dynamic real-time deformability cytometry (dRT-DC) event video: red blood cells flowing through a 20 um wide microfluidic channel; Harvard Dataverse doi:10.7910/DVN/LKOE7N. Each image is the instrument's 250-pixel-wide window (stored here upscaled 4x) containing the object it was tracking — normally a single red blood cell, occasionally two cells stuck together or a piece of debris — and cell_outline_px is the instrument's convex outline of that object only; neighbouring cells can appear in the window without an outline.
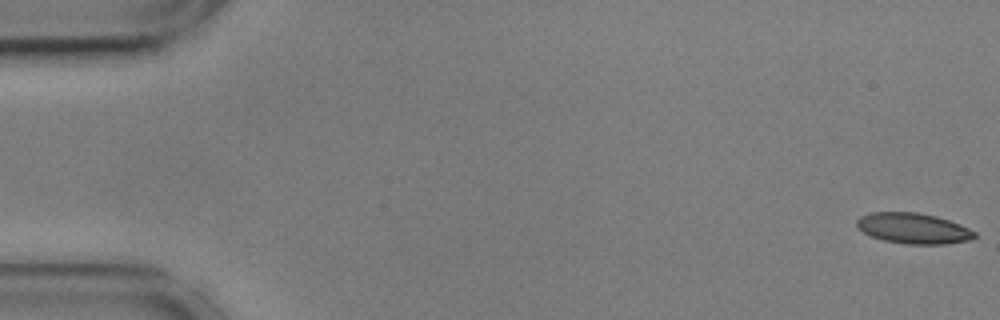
{"species": "common noctule bat (a hibernating species)", "species_latin": "Nyctalus noctula", "temperature_condition": "cold", "stored_images_in_passage": 56, "camera_frame_rate_fps": 3000, "um_per_image_px": 0.085, "animal": {"sex": "male", "body_mass_g": 17.9, "forearm_length_mm": 54.2}, "frame": {"image": 1, "passage_image": 1, "time_ms": 0.0, "image_size_px": [1000, 320], "cell_outline_px": [[976, 236], [968, 240], [944, 244], [904, 244], [884, 240], [872, 236], [864, 232], [856, 224], [856, 220], [860, 216], [872, 212], [916, 212], [936, 216], [960, 224], [976, 232]], "centroid_in_image_um": [77.63, 19.4], "position_along_channel_um": 7.4, "area_um2": 20.87}}
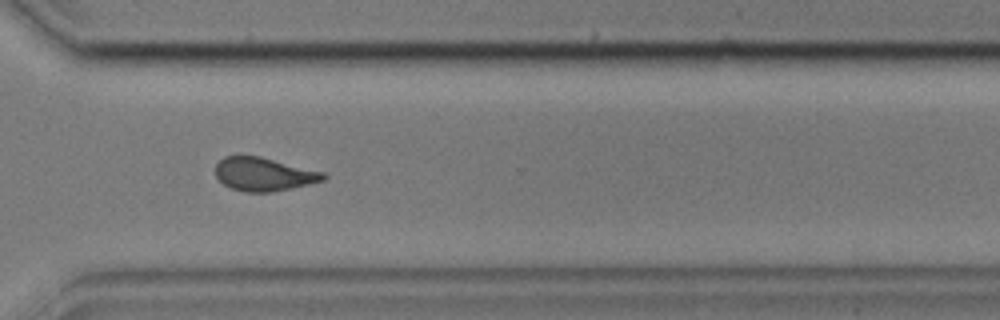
{"frame": {"image": 2, "passage_image": 41, "time_ms": 13.333, "image_size_px": [1000, 320], "cell_outline_px": [[328, 176], [324, 180], [292, 188], [272, 192], [244, 192], [232, 188], [224, 184], [216, 176], [216, 164], [224, 156], [260, 156], [324, 172]], "centroid_in_image_um": [22.44, 14.81], "position_along_channel_um": 348.2, "area_um2": 20.92}}
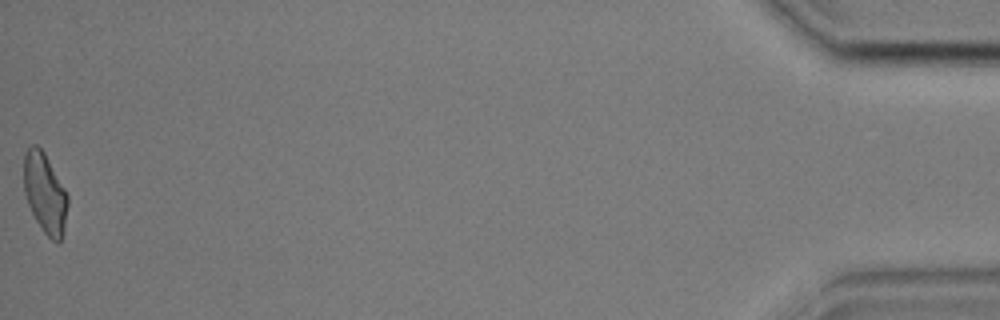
{"frame": {"image": 3, "passage_image": 56, "time_ms": 18.333, "image_size_px": [1000, 320], "cell_outline_px": [[68, 204], [64, 228], [60, 244], [56, 244], [44, 232], [36, 220], [28, 204], [24, 192], [24, 152], [28, 144], [36, 144], [44, 152], [64, 188], [68, 196]], "centroid_in_image_um": [3.81, 16.41], "position_along_channel_um": 431.4, "area_um2": 20.52}, "authors_computed_cell_mechanics": {"area_um2": 21.2704, "velocity_mm_per_s": 3.587, "shape_relaxation_time_tau1_ms": null, "shape_relaxation_time_tau2_ms": 2.6735, "deformation_change_tau1": null, "deformation_change_tau2": 0.1129}}